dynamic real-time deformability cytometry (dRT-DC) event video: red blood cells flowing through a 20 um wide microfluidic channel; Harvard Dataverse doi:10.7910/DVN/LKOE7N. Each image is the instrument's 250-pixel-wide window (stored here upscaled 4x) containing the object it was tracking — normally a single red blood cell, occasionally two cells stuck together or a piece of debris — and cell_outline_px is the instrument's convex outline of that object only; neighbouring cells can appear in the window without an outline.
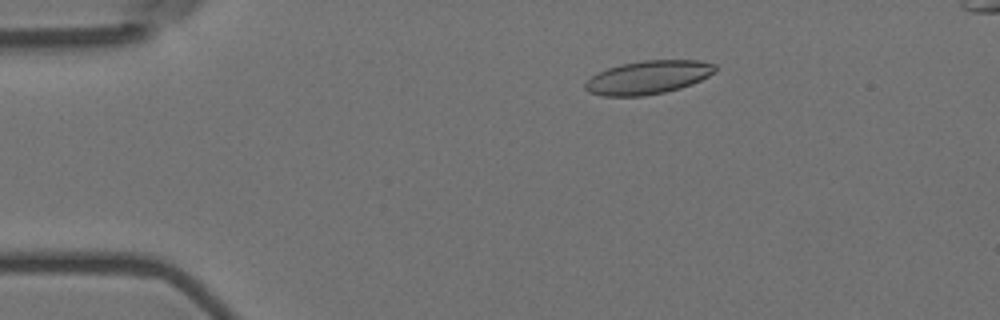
{"species": "Egyptian fruit bat (a non-hibernating species)", "species_latin": "Rousettus aegyptiacus", "temperature_condition": "room temperature", "stored_images_in_passage": 57, "camera_frame_rate_fps": 3000, "um_per_image_px": 0.085, "animal": {"sex": "female"}, "frame": {"image": 1, "passage_image": 11, "time_ms": 3.333, "image_size_px": [1000, 320], "cell_outline_px": [[716, 72], [692, 84], [680, 88], [664, 92], [644, 96], [604, 96], [588, 92], [584, 88], [584, 84], [592, 76], [608, 68], [624, 64], [644, 60], [700, 60], [716, 64]], "centroid_in_image_um": [55.12, 6.58], "position_along_channel_um": 29.9, "area_um2": 25.2}}
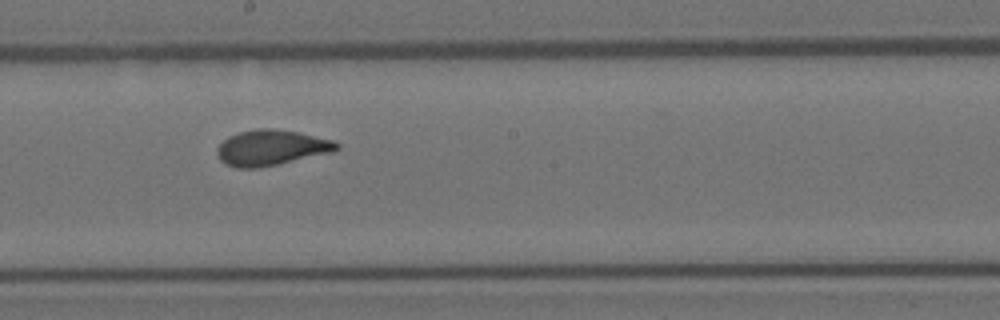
{"frame": {"image": 2, "passage_image": 32, "time_ms": 10.333, "image_size_px": [1000, 320], "cell_outline_px": [[340, 148], [332, 152], [276, 164], [256, 168], [236, 168], [224, 164], [220, 160], [216, 152], [216, 148], [228, 136], [240, 132], [260, 128], [268, 128], [296, 132], [332, 140], [340, 144]], "centroid_in_image_um": [23.01, 12.56], "position_along_channel_um": 225.2, "area_um2": 24.45}}
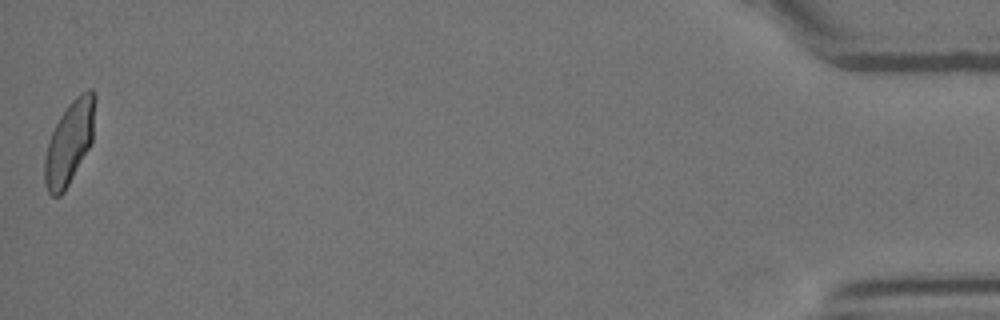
{"frame": {"image": 3, "passage_image": 57, "time_ms": 18.667, "image_size_px": [1000, 320], "cell_outline_px": [[96, 96], [92, 140], [88, 148], [64, 192], [60, 196], [52, 196], [48, 192], [44, 184], [44, 156], [52, 132], [60, 116], [68, 104], [80, 92], [88, 88], [92, 88], [96, 92]], "centroid_in_image_um": [5.9, 12.07], "position_along_channel_um": 429.3, "area_um2": 24.33}, "authors_computed_cell_mechanics": {"area_um2": 24.3338, "velocity_mm_per_s": 3.5826, "shape_relaxation_time_tau1_ms": 10.0917, "shape_relaxation_time_tau2_ms": 0.8101, "deformation_change_tau1": 0.2169, "deformation_change_tau2": 0.0493}}